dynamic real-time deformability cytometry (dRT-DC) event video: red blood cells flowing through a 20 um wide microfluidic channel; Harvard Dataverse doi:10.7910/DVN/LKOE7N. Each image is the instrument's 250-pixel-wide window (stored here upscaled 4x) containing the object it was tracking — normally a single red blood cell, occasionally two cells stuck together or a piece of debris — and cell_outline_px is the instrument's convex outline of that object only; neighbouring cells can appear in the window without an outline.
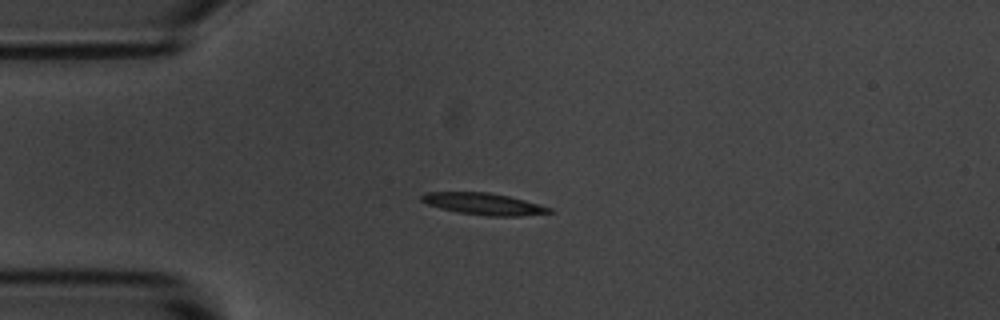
{"species": "common noctule bat (a hibernating species)", "species_latin": "Nyctalus noctula", "temperature_condition": "room temperature", "stored_images_in_passage": 6, "camera_frame_rate_fps": 3000, "um_per_image_px": 0.085, "animal": {"sex": "male", "body_mass_g": 20.1, "forearm_length_mm": 53.5}, "frame": {"image": 1, "passage_image": 3, "time_ms": 2.333, "image_size_px": [1000, 320], "cell_outline_px": [[556, 212], [520, 216], [488, 216], [456, 212], [440, 208], [428, 204], [420, 200], [420, 196], [424, 192], [488, 192], [508, 196], [524, 200], [552, 208]], "centroid_in_image_um": [41.11, 17.33], "position_along_channel_um": 43.9, "area_um2": 16.24}}
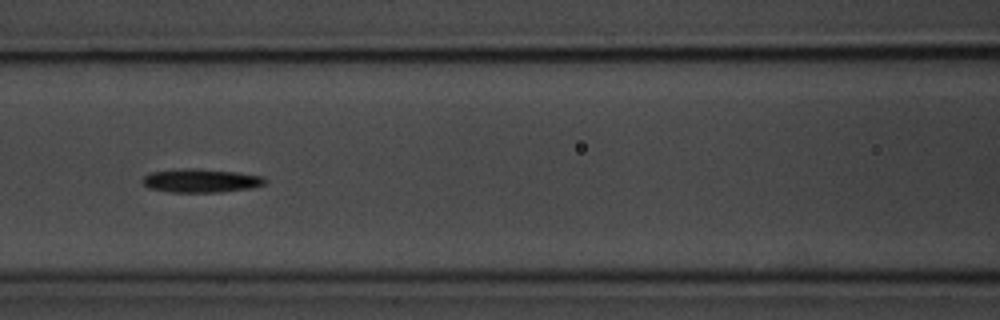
{"frame": {"image": 2, "passage_image": 6, "time_ms": 5.667, "image_size_px": [1000, 320], "cell_outline_px": [[268, 180], [264, 184], [252, 188], [220, 192], [168, 192], [148, 188], [140, 180], [144, 176], [152, 172], [192, 168], [236, 172], [264, 176]], "centroid_in_image_um": [17.1, 15.36], "position_along_channel_um": 149.5, "area_um2": 16.82}}